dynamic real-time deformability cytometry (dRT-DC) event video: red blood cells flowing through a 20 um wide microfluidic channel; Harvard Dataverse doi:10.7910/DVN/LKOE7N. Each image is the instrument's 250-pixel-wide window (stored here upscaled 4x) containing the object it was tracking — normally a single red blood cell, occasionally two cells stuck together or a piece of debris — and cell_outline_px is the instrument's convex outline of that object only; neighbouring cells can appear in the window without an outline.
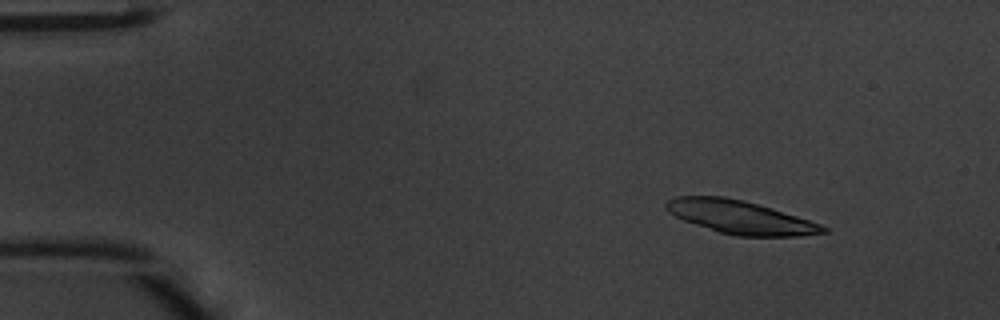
{"species": "common noctule bat (a hibernating species)", "species_latin": "Nyctalus noctula", "temperature_condition": "warm", "stored_images_in_passage": 42, "camera_frame_rate_fps": 3000, "um_per_image_px": 0.085, "animal": {"sex": "male", "body_mass_g": 20.1, "forearm_length_mm": 53.5}, "frame": {"image": 1, "passage_image": 1, "time_ms": 0.0, "image_size_px": [1000, 320], "cell_outline_px": [[828, 232], [804, 236], [736, 236], [720, 232], [684, 220], [668, 212], [664, 208], [664, 204], [668, 200], [676, 196], [724, 196], [744, 200], [772, 208], [820, 224], [828, 228]], "centroid_in_image_um": [62.92, 18.45], "position_along_channel_um": 22.1, "area_um2": 30.29}}
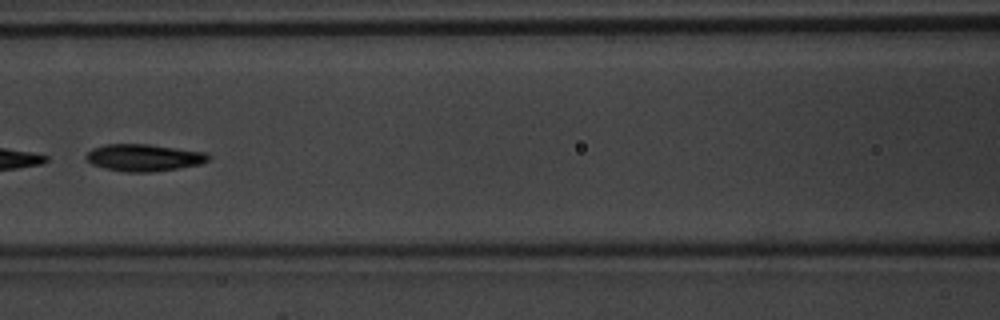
{"frame": {"image": 2, "passage_image": 17, "time_ms": 5.333, "image_size_px": [1000, 320], "cell_outline_px": [[212, 156], [208, 160], [200, 164], [152, 172], [124, 172], [104, 168], [92, 164], [84, 156], [92, 148], [104, 144], [148, 144], [208, 152]], "centroid_in_image_um": [12.23, 13.39], "position_along_channel_um": 154.4, "area_um2": 19.36}, "authors_computed_cell_mechanics": {"area_um2": 19.4208, "velocity_mm_per_s": 4.2238, "shape_relaxation_time_tau1_ms": 1.0607, "shape_relaxation_time_tau2_ms": 3.7629, "deformation_change_tau1": 0.2841, "deformation_change_tau2": 0.1219}}